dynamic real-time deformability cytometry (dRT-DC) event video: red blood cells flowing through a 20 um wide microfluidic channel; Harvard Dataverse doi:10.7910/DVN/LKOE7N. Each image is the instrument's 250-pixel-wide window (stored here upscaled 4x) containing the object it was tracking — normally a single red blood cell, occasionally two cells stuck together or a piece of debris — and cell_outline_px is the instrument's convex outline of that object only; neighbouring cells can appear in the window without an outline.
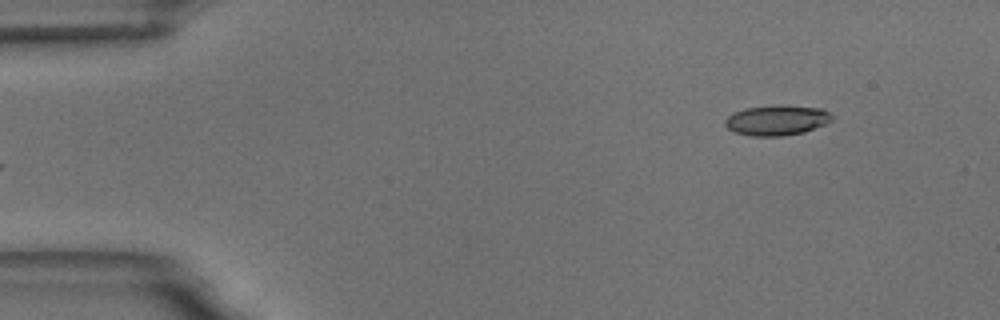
{"species": "common noctule bat (a hibernating species)", "species_latin": "Nyctalus noctula", "temperature_condition": "room temperature", "stored_images_in_passage": 6, "segment_of_instrument_passage": [2, 2], "camera_frame_rate_fps": 3000, "um_per_image_px": 0.085, "animal": {"sex": "male", "body_mass_g": 18.8}, "frame": {"image": 1, "passage_image": 6, "time_ms": 6.0, "image_size_px": [1000, 320], "cell_outline_px": [[832, 120], [824, 124], [804, 132], [784, 136], [752, 136], [736, 132], [728, 128], [724, 124], [724, 120], [728, 116], [744, 108], [824, 108], [832, 116]], "centroid_in_image_um": [66.0, 10.28], "position_along_channel_um": 19.0, "area_um2": 17.74}}